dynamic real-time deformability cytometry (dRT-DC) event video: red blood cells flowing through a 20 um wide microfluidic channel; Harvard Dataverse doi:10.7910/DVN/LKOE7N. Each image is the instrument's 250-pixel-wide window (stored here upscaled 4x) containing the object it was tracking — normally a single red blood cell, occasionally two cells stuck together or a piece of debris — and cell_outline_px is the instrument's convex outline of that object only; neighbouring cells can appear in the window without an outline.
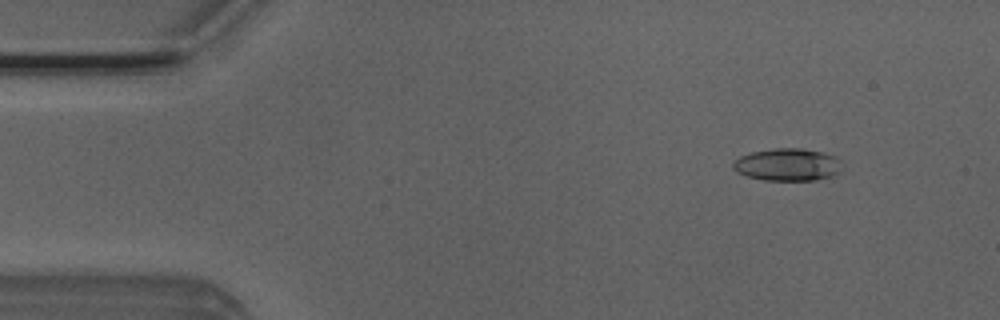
{"species": "Egyptian fruit bat (a non-hibernating species)", "species_latin": "Rousettus aegyptiacus", "temperature_condition": "room temperature", "stored_images_in_passage": 6, "camera_frame_rate_fps": 3000, "um_per_image_px": 0.085, "animal": {"sex": "male"}, "frame": {"image": 1, "passage_image": 2, "time_ms": 0.333, "image_size_px": [1000, 320], "cell_outline_px": [[840, 172], [832, 176], [816, 180], [764, 180], [748, 176], [736, 172], [732, 168], [732, 164], [740, 156], [752, 152], [776, 148], [800, 148], [820, 152], [836, 156], [840, 160]], "centroid_in_image_um": [66.94, 14.0], "position_along_channel_um": 18.1, "area_um2": 20.52}}